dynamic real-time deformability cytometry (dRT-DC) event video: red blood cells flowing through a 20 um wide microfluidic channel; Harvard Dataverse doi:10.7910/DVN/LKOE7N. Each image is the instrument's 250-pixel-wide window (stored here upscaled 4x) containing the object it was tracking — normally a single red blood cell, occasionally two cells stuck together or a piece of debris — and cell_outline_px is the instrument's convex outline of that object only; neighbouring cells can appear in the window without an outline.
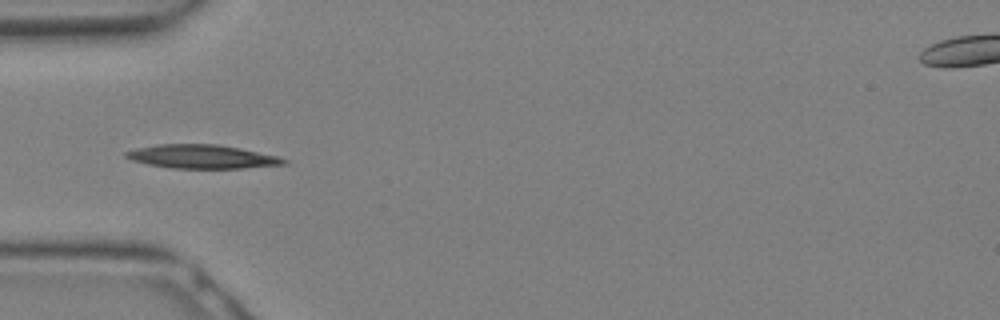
{"species": "Egyptian fruit bat (a non-hibernating species)", "species_latin": "Rousettus aegyptiacus", "temperature_condition": "warm", "stored_images_in_passage": 12, "camera_frame_rate_fps": 3000, "um_per_image_px": 0.085, "animal": {"sex": "female"}, "frame": {"image": 1, "passage_image": 9, "time_ms": 2.667, "image_size_px": [1000, 320], "cell_outline_px": [[288, 164], [244, 168], [172, 168], [148, 164], [132, 160], [124, 156], [124, 152], [136, 148], [156, 144], [216, 144], [240, 148], [280, 156], [288, 160]], "centroid_in_image_um": [17.2, 13.31], "position_along_channel_um": 67.8, "area_um2": 21.91}}
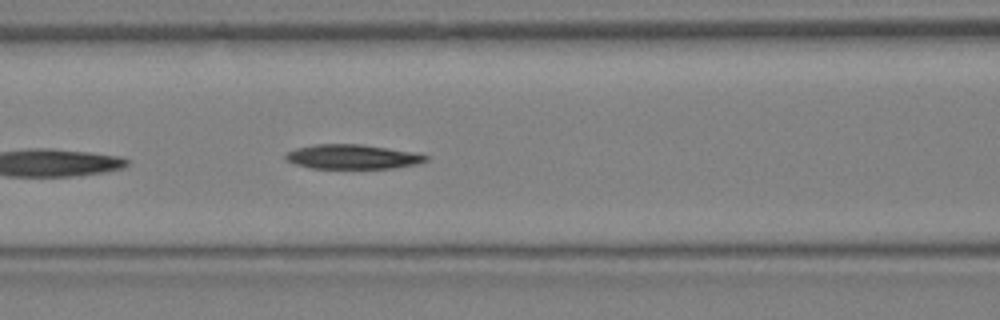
{"frame": {"image": 2, "passage_image": 12, "time_ms": 3.667, "image_size_px": [1000, 320], "cell_outline_px": [[428, 160], [416, 164], [392, 168], [312, 168], [296, 164], [284, 160], [284, 152], [296, 148], [312, 144], [360, 144], [416, 152], [428, 156]], "centroid_in_image_um": [29.91, 13.31], "position_along_channel_um": 136.7, "area_um2": 20.11}}